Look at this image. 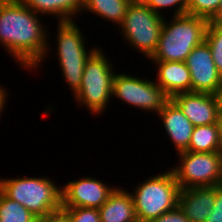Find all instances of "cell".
<instances>
[{"instance_id": "f546056e", "label": "cell", "mask_w": 222, "mask_h": 222, "mask_svg": "<svg viewBox=\"0 0 222 222\" xmlns=\"http://www.w3.org/2000/svg\"><path fill=\"white\" fill-rule=\"evenodd\" d=\"M217 126L219 130V137H220V142L222 146V108L219 109L218 116H217Z\"/></svg>"}, {"instance_id": "4dcf8cb0", "label": "cell", "mask_w": 222, "mask_h": 222, "mask_svg": "<svg viewBox=\"0 0 222 222\" xmlns=\"http://www.w3.org/2000/svg\"><path fill=\"white\" fill-rule=\"evenodd\" d=\"M216 97L218 100L219 108H222V77H221V82H220L218 91L216 93Z\"/></svg>"}, {"instance_id": "44dd1931", "label": "cell", "mask_w": 222, "mask_h": 222, "mask_svg": "<svg viewBox=\"0 0 222 222\" xmlns=\"http://www.w3.org/2000/svg\"><path fill=\"white\" fill-rule=\"evenodd\" d=\"M205 41L211 49L216 68L222 76V24L208 23Z\"/></svg>"}, {"instance_id": "ffe728a7", "label": "cell", "mask_w": 222, "mask_h": 222, "mask_svg": "<svg viewBox=\"0 0 222 222\" xmlns=\"http://www.w3.org/2000/svg\"><path fill=\"white\" fill-rule=\"evenodd\" d=\"M27 208L11 200L0 190V222H37Z\"/></svg>"}, {"instance_id": "603a6c76", "label": "cell", "mask_w": 222, "mask_h": 222, "mask_svg": "<svg viewBox=\"0 0 222 222\" xmlns=\"http://www.w3.org/2000/svg\"><path fill=\"white\" fill-rule=\"evenodd\" d=\"M142 2L147 5L153 12L159 14L162 17H165L166 14H164V10L166 9H168L169 12H171V9L173 12H171V14L173 16L187 14V0H143Z\"/></svg>"}, {"instance_id": "ac0fdd59", "label": "cell", "mask_w": 222, "mask_h": 222, "mask_svg": "<svg viewBox=\"0 0 222 222\" xmlns=\"http://www.w3.org/2000/svg\"><path fill=\"white\" fill-rule=\"evenodd\" d=\"M132 0H83L82 13L86 11L119 26Z\"/></svg>"}, {"instance_id": "9c48e42d", "label": "cell", "mask_w": 222, "mask_h": 222, "mask_svg": "<svg viewBox=\"0 0 222 222\" xmlns=\"http://www.w3.org/2000/svg\"><path fill=\"white\" fill-rule=\"evenodd\" d=\"M173 171L180 189L222 185V151L178 153Z\"/></svg>"}, {"instance_id": "6da1fadb", "label": "cell", "mask_w": 222, "mask_h": 222, "mask_svg": "<svg viewBox=\"0 0 222 222\" xmlns=\"http://www.w3.org/2000/svg\"><path fill=\"white\" fill-rule=\"evenodd\" d=\"M40 16L20 0H0V45L28 72H36L52 50Z\"/></svg>"}, {"instance_id": "30bf717a", "label": "cell", "mask_w": 222, "mask_h": 222, "mask_svg": "<svg viewBox=\"0 0 222 222\" xmlns=\"http://www.w3.org/2000/svg\"><path fill=\"white\" fill-rule=\"evenodd\" d=\"M116 187L90 176L70 180L62 185V208H100Z\"/></svg>"}, {"instance_id": "d4e9b609", "label": "cell", "mask_w": 222, "mask_h": 222, "mask_svg": "<svg viewBox=\"0 0 222 222\" xmlns=\"http://www.w3.org/2000/svg\"><path fill=\"white\" fill-rule=\"evenodd\" d=\"M215 202L205 222H222V185L215 186Z\"/></svg>"}, {"instance_id": "8992f818", "label": "cell", "mask_w": 222, "mask_h": 222, "mask_svg": "<svg viewBox=\"0 0 222 222\" xmlns=\"http://www.w3.org/2000/svg\"><path fill=\"white\" fill-rule=\"evenodd\" d=\"M132 189L138 222H151L178 206L180 187L171 168L153 174Z\"/></svg>"}, {"instance_id": "8fae6325", "label": "cell", "mask_w": 222, "mask_h": 222, "mask_svg": "<svg viewBox=\"0 0 222 222\" xmlns=\"http://www.w3.org/2000/svg\"><path fill=\"white\" fill-rule=\"evenodd\" d=\"M184 62L190 71L191 92L217 93L222 76L205 40L194 47Z\"/></svg>"}, {"instance_id": "e0dca14e", "label": "cell", "mask_w": 222, "mask_h": 222, "mask_svg": "<svg viewBox=\"0 0 222 222\" xmlns=\"http://www.w3.org/2000/svg\"><path fill=\"white\" fill-rule=\"evenodd\" d=\"M35 13L54 17L59 21L76 20L82 16L83 0H20ZM80 13V15H78Z\"/></svg>"}, {"instance_id": "ba28073f", "label": "cell", "mask_w": 222, "mask_h": 222, "mask_svg": "<svg viewBox=\"0 0 222 222\" xmlns=\"http://www.w3.org/2000/svg\"><path fill=\"white\" fill-rule=\"evenodd\" d=\"M141 77V78H140ZM138 74L116 72L113 79L112 98H117L126 105L138 108L148 114L157 115L171 99L156 81Z\"/></svg>"}, {"instance_id": "9a60e30c", "label": "cell", "mask_w": 222, "mask_h": 222, "mask_svg": "<svg viewBox=\"0 0 222 222\" xmlns=\"http://www.w3.org/2000/svg\"><path fill=\"white\" fill-rule=\"evenodd\" d=\"M156 66V83L172 98L179 93L191 92L190 71L181 61H152Z\"/></svg>"}, {"instance_id": "277c9868", "label": "cell", "mask_w": 222, "mask_h": 222, "mask_svg": "<svg viewBox=\"0 0 222 222\" xmlns=\"http://www.w3.org/2000/svg\"><path fill=\"white\" fill-rule=\"evenodd\" d=\"M102 49L98 47L87 59L81 86L73 95L75 104L94 116L102 115L111 103L113 79L117 72L114 62Z\"/></svg>"}, {"instance_id": "4fadbf2b", "label": "cell", "mask_w": 222, "mask_h": 222, "mask_svg": "<svg viewBox=\"0 0 222 222\" xmlns=\"http://www.w3.org/2000/svg\"><path fill=\"white\" fill-rule=\"evenodd\" d=\"M157 115L177 154L187 151L195 126L184 115L180 107L170 99Z\"/></svg>"}, {"instance_id": "484cf974", "label": "cell", "mask_w": 222, "mask_h": 222, "mask_svg": "<svg viewBox=\"0 0 222 222\" xmlns=\"http://www.w3.org/2000/svg\"><path fill=\"white\" fill-rule=\"evenodd\" d=\"M151 222H191L184 214V212L177 206L175 209L165 212L160 217Z\"/></svg>"}, {"instance_id": "cb8c5ba5", "label": "cell", "mask_w": 222, "mask_h": 222, "mask_svg": "<svg viewBox=\"0 0 222 222\" xmlns=\"http://www.w3.org/2000/svg\"><path fill=\"white\" fill-rule=\"evenodd\" d=\"M72 222H100L98 208L77 207L62 208Z\"/></svg>"}, {"instance_id": "52a82bcc", "label": "cell", "mask_w": 222, "mask_h": 222, "mask_svg": "<svg viewBox=\"0 0 222 222\" xmlns=\"http://www.w3.org/2000/svg\"><path fill=\"white\" fill-rule=\"evenodd\" d=\"M164 17L153 12L142 1H132L123 22L115 29L126 44L149 60L156 52L163 28Z\"/></svg>"}, {"instance_id": "5b68a950", "label": "cell", "mask_w": 222, "mask_h": 222, "mask_svg": "<svg viewBox=\"0 0 222 222\" xmlns=\"http://www.w3.org/2000/svg\"><path fill=\"white\" fill-rule=\"evenodd\" d=\"M57 25V31L54 32L57 33L54 53L64 83L66 82V86L74 95L81 86L85 63L98 46H92L90 49L86 47L89 40L83 35L84 31L78 27L76 20L59 21Z\"/></svg>"}, {"instance_id": "2e32d148", "label": "cell", "mask_w": 222, "mask_h": 222, "mask_svg": "<svg viewBox=\"0 0 222 222\" xmlns=\"http://www.w3.org/2000/svg\"><path fill=\"white\" fill-rule=\"evenodd\" d=\"M98 211L100 222H138L130 191L118 185Z\"/></svg>"}, {"instance_id": "7a4b0ae2", "label": "cell", "mask_w": 222, "mask_h": 222, "mask_svg": "<svg viewBox=\"0 0 222 222\" xmlns=\"http://www.w3.org/2000/svg\"><path fill=\"white\" fill-rule=\"evenodd\" d=\"M164 17L156 52L148 61L184 62L190 52L205 40L209 21L190 14Z\"/></svg>"}, {"instance_id": "7c38bea8", "label": "cell", "mask_w": 222, "mask_h": 222, "mask_svg": "<svg viewBox=\"0 0 222 222\" xmlns=\"http://www.w3.org/2000/svg\"><path fill=\"white\" fill-rule=\"evenodd\" d=\"M194 126L217 123L219 104L216 94L186 92L171 98Z\"/></svg>"}, {"instance_id": "7402d4cb", "label": "cell", "mask_w": 222, "mask_h": 222, "mask_svg": "<svg viewBox=\"0 0 222 222\" xmlns=\"http://www.w3.org/2000/svg\"><path fill=\"white\" fill-rule=\"evenodd\" d=\"M221 0H187V14L210 21L217 13Z\"/></svg>"}, {"instance_id": "4316f807", "label": "cell", "mask_w": 222, "mask_h": 222, "mask_svg": "<svg viewBox=\"0 0 222 222\" xmlns=\"http://www.w3.org/2000/svg\"><path fill=\"white\" fill-rule=\"evenodd\" d=\"M37 222H72L69 215L63 210L60 209L53 213H50L45 218L38 219Z\"/></svg>"}, {"instance_id": "3957f363", "label": "cell", "mask_w": 222, "mask_h": 222, "mask_svg": "<svg viewBox=\"0 0 222 222\" xmlns=\"http://www.w3.org/2000/svg\"><path fill=\"white\" fill-rule=\"evenodd\" d=\"M50 177L0 178V190L41 219L62 209V186Z\"/></svg>"}, {"instance_id": "d6986e66", "label": "cell", "mask_w": 222, "mask_h": 222, "mask_svg": "<svg viewBox=\"0 0 222 222\" xmlns=\"http://www.w3.org/2000/svg\"><path fill=\"white\" fill-rule=\"evenodd\" d=\"M187 151L199 153L222 151L217 123L195 126Z\"/></svg>"}, {"instance_id": "83f0119b", "label": "cell", "mask_w": 222, "mask_h": 222, "mask_svg": "<svg viewBox=\"0 0 222 222\" xmlns=\"http://www.w3.org/2000/svg\"><path fill=\"white\" fill-rule=\"evenodd\" d=\"M7 91H8L7 88L4 87V85L0 84V119H1V116L3 115V112L5 111L4 109L6 108L5 105H7V101L9 99L8 97H10L8 96L9 94Z\"/></svg>"}, {"instance_id": "5bb4252c", "label": "cell", "mask_w": 222, "mask_h": 222, "mask_svg": "<svg viewBox=\"0 0 222 222\" xmlns=\"http://www.w3.org/2000/svg\"><path fill=\"white\" fill-rule=\"evenodd\" d=\"M215 186L180 189L178 206L191 222H205L215 202Z\"/></svg>"}, {"instance_id": "f1b7e54d", "label": "cell", "mask_w": 222, "mask_h": 222, "mask_svg": "<svg viewBox=\"0 0 222 222\" xmlns=\"http://www.w3.org/2000/svg\"><path fill=\"white\" fill-rule=\"evenodd\" d=\"M209 23L222 24V0H221V4H220V7H219L217 13H216L215 16L209 21Z\"/></svg>"}]
</instances>
